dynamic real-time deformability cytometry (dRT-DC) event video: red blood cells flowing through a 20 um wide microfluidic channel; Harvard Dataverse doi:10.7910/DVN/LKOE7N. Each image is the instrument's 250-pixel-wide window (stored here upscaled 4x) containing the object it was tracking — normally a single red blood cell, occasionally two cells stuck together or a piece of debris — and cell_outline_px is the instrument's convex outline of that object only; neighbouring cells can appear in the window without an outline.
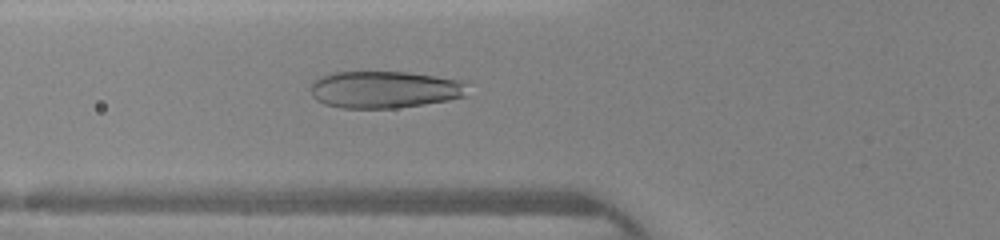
{"species": "human", "species_latin": "Homo sapiens", "temperature_condition": "warm", "stored_images_in_passage": 38, "camera_frame_rate_fps": 3000, "um_per_image_px": 0.085, "donor": {"sex": "female"}, "frame": {"image": 1, "passage_image": 10, "time_ms": 3.0, "image_size_px": [1000, 240], "cell_outline_px": [[464, 96], [448, 100], [424, 104], [396, 108], [340, 108], [324, 104], [316, 100], [312, 96], [312, 84], [316, 80], [324, 76], [336, 72], [408, 72], [464, 80]], "centroid_in_image_um": [32.68, 7.62], "position_along_channel_um": 93.1, "area_um2": 33.64}}
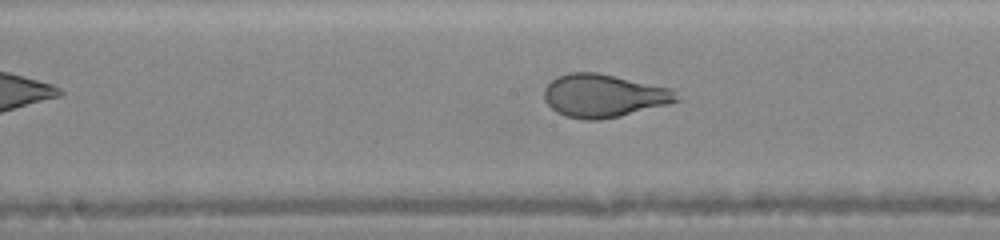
{"frame": {"image": 2, "passage_image": 17, "time_ms": 5.333, "image_size_px": [1000, 240], "cell_outline_px": [[680, 100], [668, 104], [620, 116], [600, 120], [584, 120], [568, 116], [556, 112], [544, 100], [544, 88], [556, 76], [568, 72], [596, 72], [672, 88]], "centroid_in_image_um": [51.29, 8.13], "position_along_channel_um": 196.9, "area_um2": 33.18}}
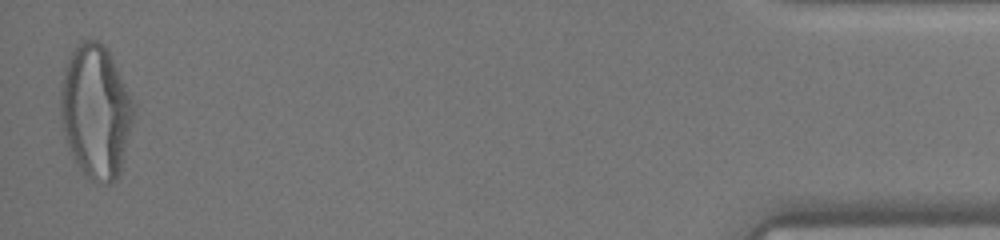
{"frame": {"image": 3, "passage_image": 38, "time_ms": 12.333, "image_size_px": [1000, 240], "cell_outline_px": [[136, 108], [120, 172], [116, 180], [108, 184], [92, 180], [84, 172], [76, 160], [68, 144], [60, 112], [60, 84], [64, 68], [68, 56], [76, 44], [80, 40], [96, 40], [104, 44], [108, 48], [112, 56]], "centroid_in_image_um": [8.14, 9.4], "position_along_channel_um": 427.1, "area_um2": 56.59}}